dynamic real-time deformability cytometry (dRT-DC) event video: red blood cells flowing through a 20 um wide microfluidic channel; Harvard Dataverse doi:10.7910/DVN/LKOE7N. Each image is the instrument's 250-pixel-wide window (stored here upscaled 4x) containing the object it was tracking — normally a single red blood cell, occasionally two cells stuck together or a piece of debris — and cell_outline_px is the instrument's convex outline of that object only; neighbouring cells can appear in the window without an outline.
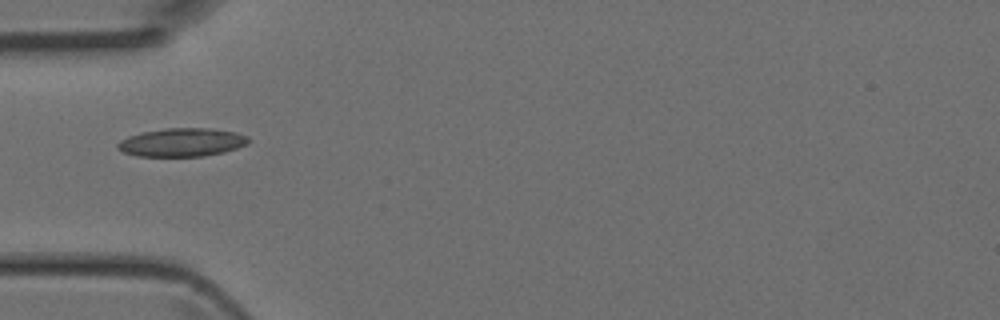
{"species": "Egyptian fruit bat (a non-hibernating species)", "species_latin": "Rousettus aegyptiacus", "temperature_condition": "room temperature", "stored_images_in_passage": 6, "camera_frame_rate_fps": 3000, "um_per_image_px": 0.085, "animal": {"sex": "female"}, "frame": {"image": 1, "passage_image": 4, "time_ms": 1.0, "image_size_px": [1000, 320], "cell_outline_px": [[248, 144], [224, 152], [204, 156], [136, 156], [124, 152], [116, 148], [116, 144], [120, 140], [128, 136], [144, 132], [164, 128], [208, 128], [236, 132], [248, 136]], "centroid_in_image_um": [15.45, 12.1], "position_along_channel_um": 69.6, "area_um2": 21.62}}
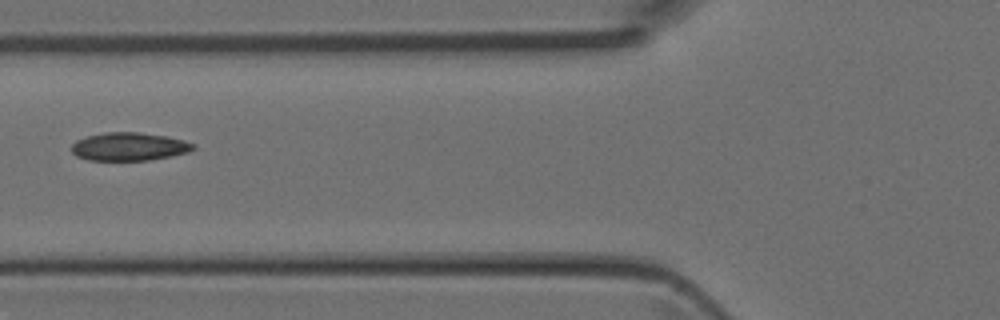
{"frame": {"image": 2, "passage_image": 5, "time_ms": 1.333, "image_size_px": [1000, 320], "cell_outline_px": [[196, 148], [188, 152], [172, 156], [148, 160], [88, 160], [76, 156], [72, 152], [72, 144], [76, 140], [88, 136], [108, 132], [140, 132], [168, 136], [184, 140], [196, 144]], "centroid_in_image_um": [11.01, 12.46], "position_along_channel_um": 114.8, "area_um2": 20.06}}
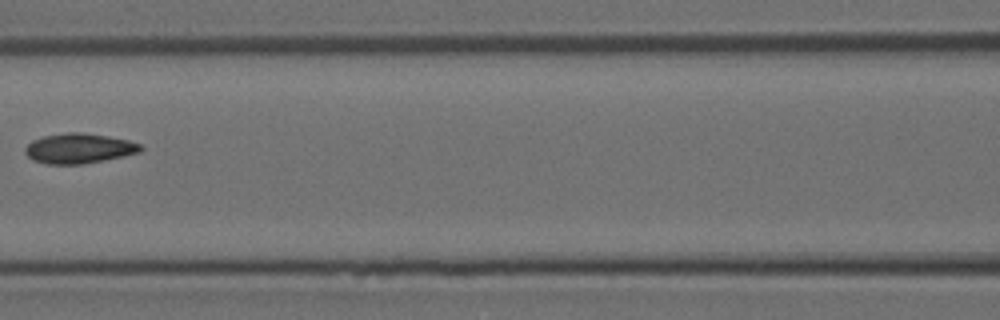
{"frame": {"image": 3, "passage_image": 6, "time_ms": 1.667, "image_size_px": [1000, 320], "cell_outline_px": [[144, 148], [140, 152], [84, 164], [44, 164], [32, 160], [24, 152], [24, 148], [32, 140], [44, 136], [68, 132], [84, 132], [128, 140], [140, 144]], "centroid_in_image_um": [6.68, 12.61], "position_along_channel_um": 159.9, "area_um2": 20.17}}